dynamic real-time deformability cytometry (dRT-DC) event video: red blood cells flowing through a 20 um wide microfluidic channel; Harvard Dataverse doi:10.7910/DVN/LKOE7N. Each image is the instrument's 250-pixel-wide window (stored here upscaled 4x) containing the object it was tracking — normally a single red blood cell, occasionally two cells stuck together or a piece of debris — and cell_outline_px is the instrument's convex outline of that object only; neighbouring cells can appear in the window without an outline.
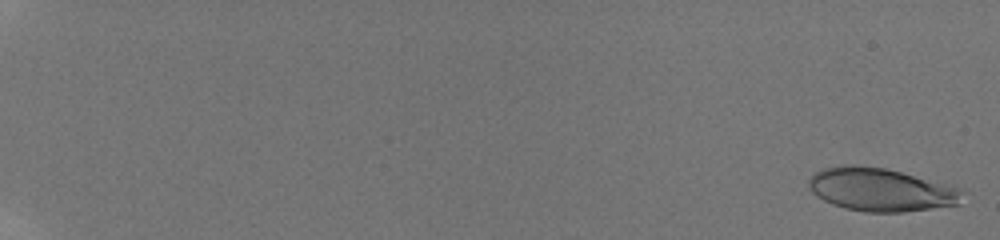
{"species": "human", "species_latin": "Homo sapiens", "temperature_condition": "room temperature", "stored_images_in_passage": 36, "camera_frame_rate_fps": 3000, "um_per_image_px": 0.085, "donor": {"sex": "male"}, "frame": {"image": 1, "passage_image": 1, "time_ms": 0.0, "image_size_px": [1000, 240], "cell_outline_px": [[964, 192], [960, 204], [904, 212], [864, 212], [844, 208], [832, 204], [816, 196], [812, 192], [808, 184], [808, 180], [816, 172], [824, 168], [840, 164], [856, 164], [884, 168], [964, 188]], "centroid_in_image_um": [74.87, 16.12], "position_along_channel_um": 10.1, "area_um2": 38.9}}
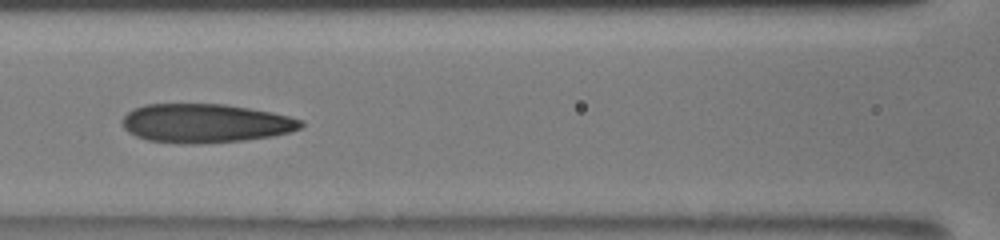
{"frame": {"image": 2, "passage_image": 18, "time_ms": 9.667, "image_size_px": [1000, 240], "cell_outline_px": [[304, 124], [300, 128], [288, 132], [272, 136], [244, 140], [192, 144], [184, 144], [148, 140], [136, 136], [128, 132], [124, 128], [120, 120], [132, 108], [144, 104], [224, 104], [272, 112], [304, 120]], "centroid_in_image_um": [17.42, 10.47], "position_along_channel_um": 149.2, "area_um2": 40.52}}
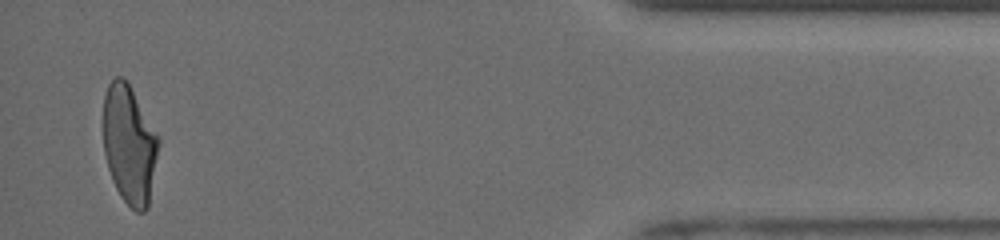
{"frame": {"image": 3, "passage_image": 36, "time_ms": 18.0, "image_size_px": [1000, 240], "cell_outline_px": [[160, 144], [148, 208], [144, 212], [136, 212], [120, 196], [112, 180], [108, 168], [104, 152], [100, 120], [104, 96], [108, 84], [116, 76], [124, 76], [128, 80], [160, 140]], "centroid_in_image_um": [10.96, 12.23], "position_along_channel_um": 424.2, "area_um2": 39.19}, "authors_computed_cell_mechanics": {"area_um2": 39.6508, "velocity_mm_per_s": 3.9345, "shape_relaxation_time_tau1_ms": 5.9156, "shape_relaxation_time_tau2_ms": 1.4481, "deformation_change_tau1": 0.2155, "deformation_change_tau2": 0.0966}}